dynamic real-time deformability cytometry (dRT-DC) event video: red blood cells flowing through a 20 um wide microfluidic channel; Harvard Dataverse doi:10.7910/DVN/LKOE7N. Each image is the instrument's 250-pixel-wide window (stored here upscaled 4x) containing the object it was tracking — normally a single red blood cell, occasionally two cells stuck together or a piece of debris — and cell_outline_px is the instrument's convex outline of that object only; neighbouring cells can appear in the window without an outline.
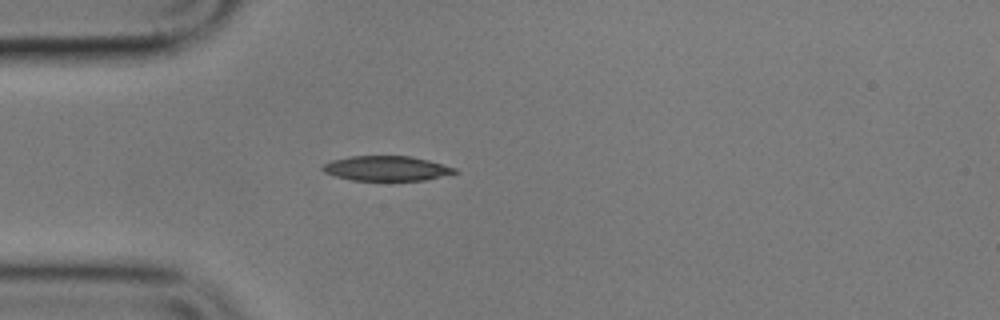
{"species": "common noctule bat (a hibernating species)", "species_latin": "Nyctalus noctula", "temperature_condition": "cold", "stored_images_in_passage": 2, "camera_frame_rate_fps": 3000, "um_per_image_px": 0.085, "animal": {"sex": "male", "body_mass_g": 17.9}, "frame": {"image": 1, "passage_image": 2, "time_ms": 2.333, "image_size_px": [1000, 320], "cell_outline_px": [[460, 172], [452, 176], [424, 180], [352, 180], [336, 176], [324, 172], [320, 168], [324, 164], [332, 160], [352, 156], [408, 156], [428, 160], [456, 168]], "centroid_in_image_um": [32.93, 14.32], "position_along_channel_um": 52.1, "area_um2": 19.25}}